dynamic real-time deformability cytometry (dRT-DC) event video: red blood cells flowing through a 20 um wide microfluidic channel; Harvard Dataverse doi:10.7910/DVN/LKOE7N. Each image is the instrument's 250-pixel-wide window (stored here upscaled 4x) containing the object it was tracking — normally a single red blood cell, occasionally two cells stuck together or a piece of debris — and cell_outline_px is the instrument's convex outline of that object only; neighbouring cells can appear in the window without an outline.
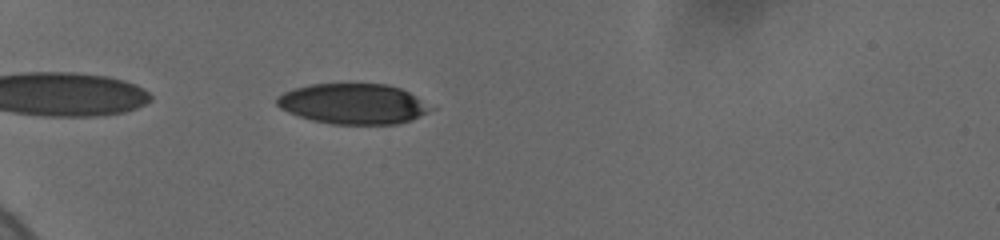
{"species": "human", "species_latin": "Homo sapiens", "temperature_condition": "cold", "stored_images_in_passage": 5, "camera_frame_rate_fps": 3000, "um_per_image_px": 0.085, "donor": {"sex": "female"}, "frame": {"image": 1, "passage_image": 2, "time_ms": 0.333, "image_size_px": [1000, 240], "cell_outline_px": [[428, 108], [424, 112], [412, 120], [396, 124], [332, 124], [312, 120], [288, 112], [280, 108], [276, 104], [276, 100], [284, 92], [296, 88], [312, 84], [388, 84], [400, 88], [408, 92]], "centroid_in_image_um": [29.92, 8.83], "position_along_channel_um": 55.1, "area_um2": 35.32}}
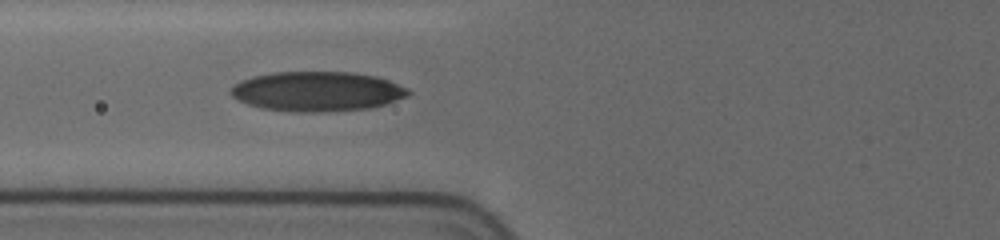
{"frame": {"image": 2, "passage_image": 4, "time_ms": 2.333, "image_size_px": [1000, 240], "cell_outline_px": [[412, 92], [408, 96], [384, 104], [368, 108], [320, 112], [296, 112], [260, 108], [248, 104], [232, 96], [228, 92], [232, 84], [240, 80], [272, 72], [352, 72], [376, 76], [388, 80], [408, 88]], "centroid_in_image_um": [26.93, 7.76], "position_along_channel_um": 98.9, "area_um2": 41.15}}
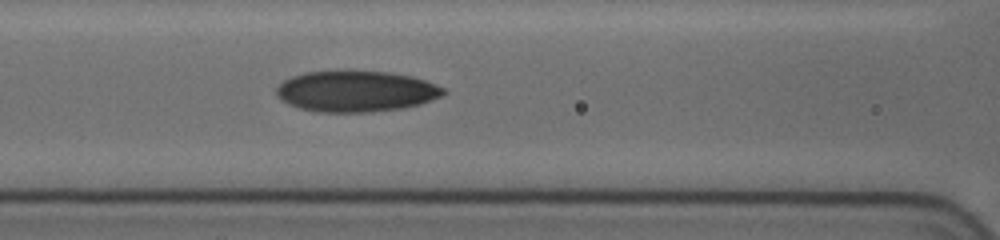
{"frame": {"image": 3, "passage_image": 5, "time_ms": 3.333, "image_size_px": [1000, 240], "cell_outline_px": [[448, 92], [440, 96], [420, 104], [400, 108], [372, 112], [316, 112], [300, 108], [288, 104], [276, 92], [276, 88], [284, 80], [292, 76], [304, 72], [388, 72], [412, 76], [436, 84], [444, 88]], "centroid_in_image_um": [30.28, 7.77], "position_along_channel_um": 136.3, "area_um2": 39.42}}